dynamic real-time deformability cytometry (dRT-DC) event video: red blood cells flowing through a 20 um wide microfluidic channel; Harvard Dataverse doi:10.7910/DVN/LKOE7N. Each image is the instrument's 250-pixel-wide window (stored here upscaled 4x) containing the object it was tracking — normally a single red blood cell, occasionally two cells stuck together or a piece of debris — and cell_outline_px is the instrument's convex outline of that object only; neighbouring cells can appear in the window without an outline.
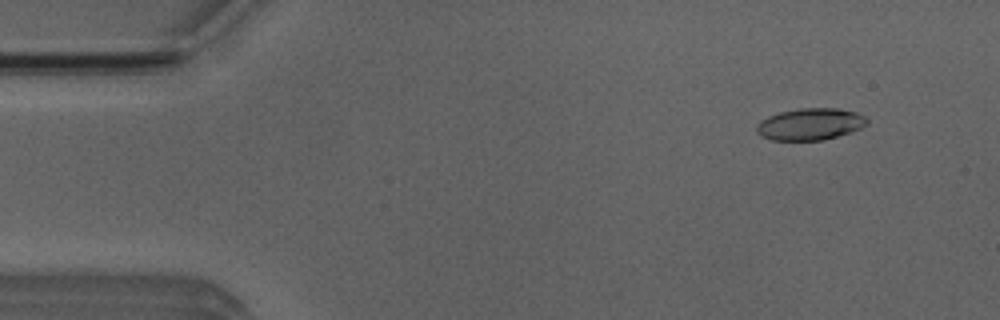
{"species": "Egyptian fruit bat (a non-hibernating species)", "species_latin": "Rousettus aegyptiacus", "temperature_condition": "room temperature", "stored_images_in_passage": 52, "camera_frame_rate_fps": 3000, "um_per_image_px": 0.085, "animal": {"sex": "male"}, "frame": {"image": 1, "passage_image": 5, "time_ms": 1.333, "image_size_px": [1000, 320], "cell_outline_px": [[868, 124], [852, 132], [824, 140], [768, 140], [760, 136], [756, 132], [756, 124], [760, 120], [768, 116], [780, 112], [800, 108], [836, 108], [856, 112], [864, 116], [868, 120]], "centroid_in_image_um": [68.84, 10.56], "position_along_channel_um": 16.2, "area_um2": 20.69}}
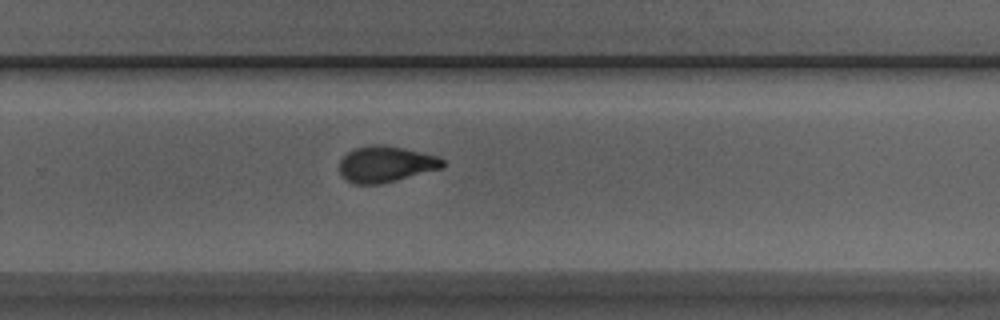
{"frame": {"image": 2, "passage_image": 34, "time_ms": 11.0, "image_size_px": [1000, 320], "cell_outline_px": [[444, 168], [380, 184], [356, 184], [348, 180], [340, 172], [340, 160], [352, 148], [368, 144], [384, 144], [404, 148], [440, 156], [444, 160]], "centroid_in_image_um": [32.82, 13.93], "position_along_channel_um": 297.0, "area_um2": 21.91}}
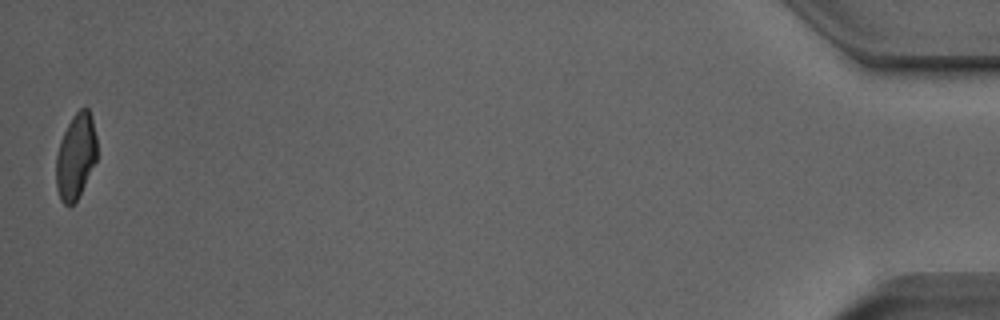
{"frame": {"image": 3, "passage_image": 52, "time_ms": 17.0, "image_size_px": [1000, 320], "cell_outline_px": [[96, 160], [76, 200], [72, 204], [64, 204], [60, 200], [56, 188], [56, 156], [60, 140], [72, 116], [80, 108], [88, 108], [92, 116], [96, 136]], "centroid_in_image_um": [6.42, 13.25], "position_along_channel_um": 428.8, "area_um2": 20.11}, "authors_computed_cell_mechanics": {"area_um2": 21.6461, "velocity_mm_per_s": 3.8952, "shape_relaxation_time_tau1_ms": 4.0949, "shape_relaxation_time_tau2_ms": 1.9941, "deformation_change_tau1": 0.159, "deformation_change_tau2": 0.0736}}